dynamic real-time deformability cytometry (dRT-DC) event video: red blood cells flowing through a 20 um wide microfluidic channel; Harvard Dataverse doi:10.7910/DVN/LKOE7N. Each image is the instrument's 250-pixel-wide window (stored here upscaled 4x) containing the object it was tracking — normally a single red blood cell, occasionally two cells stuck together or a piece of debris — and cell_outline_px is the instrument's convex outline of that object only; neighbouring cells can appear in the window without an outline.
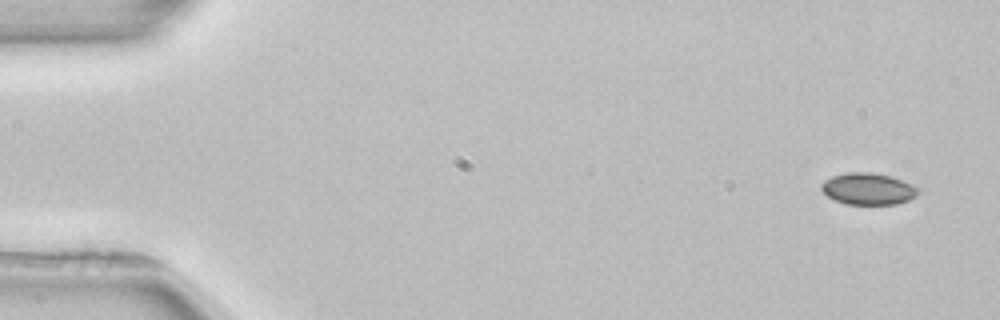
{"species": "common noctule bat (a hibernating species)", "species_latin": "Nyctalus noctula", "temperature_condition": "room temperature", "stored_images_in_passage": 4, "segment_of_instrument_passage": [1, 2], "camera_frame_rate_fps": 3000, "um_per_image_px": 0.085, "animal": {"sex": "female", "body_mass_g": 22.7, "forearm_length_mm": 54.2}, "frame": {"image": 1, "passage_image": 1, "time_ms": 0.0, "image_size_px": [1000, 320], "cell_outline_px": [[916, 196], [908, 200], [896, 204], [844, 204], [828, 196], [820, 188], [820, 184], [824, 180], [832, 176], [848, 172], [872, 172], [892, 176], [912, 184], [916, 188]], "centroid_in_image_um": [73.75, 16.04], "position_along_channel_um": 11.2, "area_um2": 17.8}}
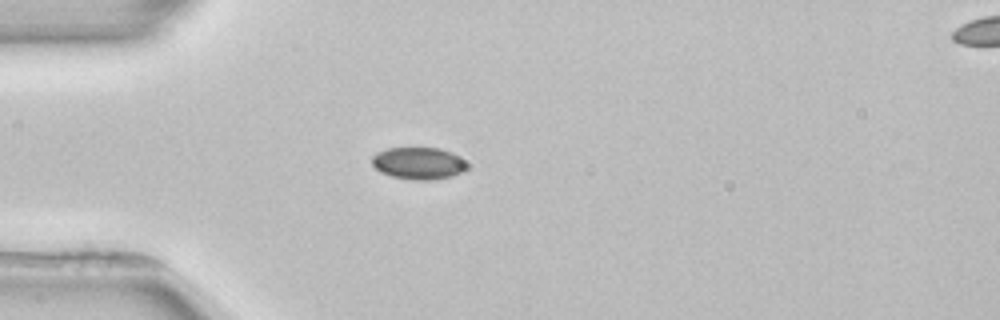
{"frame": {"image": 2, "passage_image": 3, "time_ms": 4.0, "image_size_px": [1000, 320], "cell_outline_px": [[464, 168], [460, 172], [452, 176], [432, 180], [416, 180], [392, 176], [380, 172], [372, 164], [372, 156], [376, 152], [388, 148], [440, 148], [452, 152], [464, 164]], "centroid_in_image_um": [35.49, 13.87], "position_along_channel_um": 49.5, "area_um2": 17.4}}